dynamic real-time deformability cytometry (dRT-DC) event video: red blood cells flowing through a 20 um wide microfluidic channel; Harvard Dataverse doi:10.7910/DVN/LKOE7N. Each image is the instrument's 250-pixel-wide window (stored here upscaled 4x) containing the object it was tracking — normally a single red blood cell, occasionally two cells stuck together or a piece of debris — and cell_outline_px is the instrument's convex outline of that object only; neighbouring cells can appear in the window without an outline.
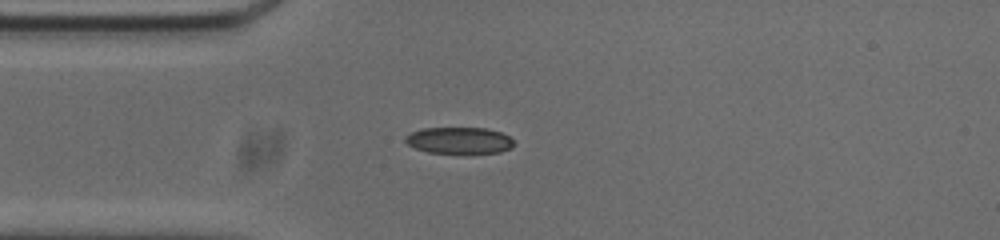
{"species": "common noctule bat (a hibernating species)", "species_latin": "Nyctalus noctula", "temperature_condition": "cold", "stored_images_in_passage": 41, "camera_frame_rate_fps": 3000, "um_per_image_px": 0.085, "animal": {"sex": "male", "body_mass_g": 20.0, "forearm_length_mm": 53.3}, "frame": {"image": 1, "passage_image": 1, "time_ms": 0.0, "image_size_px": [1000, 240], "cell_outline_px": [[512, 148], [500, 152], [472, 156], [428, 152], [416, 148], [408, 144], [404, 140], [404, 136], [412, 132], [424, 128], [484, 128], [500, 132], [508, 136], [512, 140]], "centroid_in_image_um": [39.04, 11.99], "position_along_channel_um": 46.0, "area_um2": 17.4}}
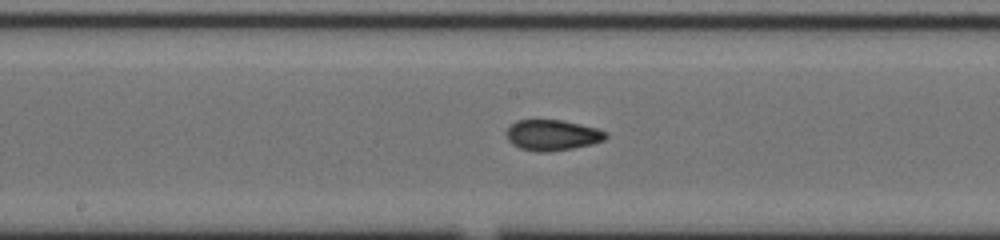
{"frame": {"image": 2, "passage_image": 14, "time_ms": 4.333, "image_size_px": [1000, 240], "cell_outline_px": [[608, 136], [604, 140], [592, 144], [572, 148], [548, 152], [536, 152], [520, 148], [512, 144], [508, 140], [504, 132], [516, 120], [564, 120], [596, 128], [608, 132]], "centroid_in_image_um": [46.94, 11.48], "position_along_channel_um": 201.3, "area_um2": 17.92}}
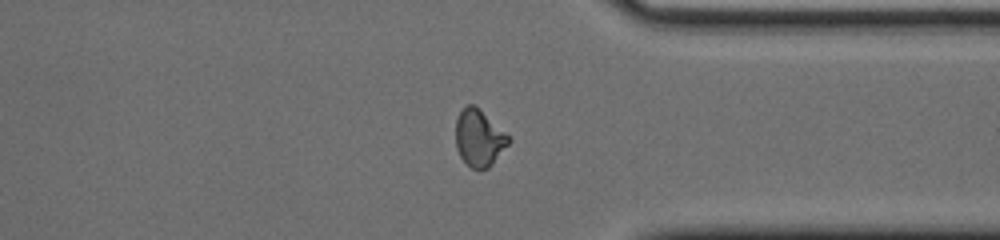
{"frame": {"image": 3, "passage_image": 28, "time_ms": 9.0, "image_size_px": [1000, 240], "cell_outline_px": [[512, 140], [492, 164], [488, 168], [472, 168], [460, 156], [456, 148], [456, 120], [460, 112], [468, 104], [476, 104]], "centroid_in_image_um": [40.72, 11.71], "position_along_channel_um": 370.7, "area_um2": 17.28}, "authors_computed_cell_mechanics": {"area_um2": 17.6868, "velocity_mm_per_s": 3.7674, "shape_relaxation_time_tau1_ms": 10.4974, "shape_relaxation_time_tau2_ms": 1.984, "deformation_change_tau1": 0.1909, "deformation_change_tau2": 0.0524}}